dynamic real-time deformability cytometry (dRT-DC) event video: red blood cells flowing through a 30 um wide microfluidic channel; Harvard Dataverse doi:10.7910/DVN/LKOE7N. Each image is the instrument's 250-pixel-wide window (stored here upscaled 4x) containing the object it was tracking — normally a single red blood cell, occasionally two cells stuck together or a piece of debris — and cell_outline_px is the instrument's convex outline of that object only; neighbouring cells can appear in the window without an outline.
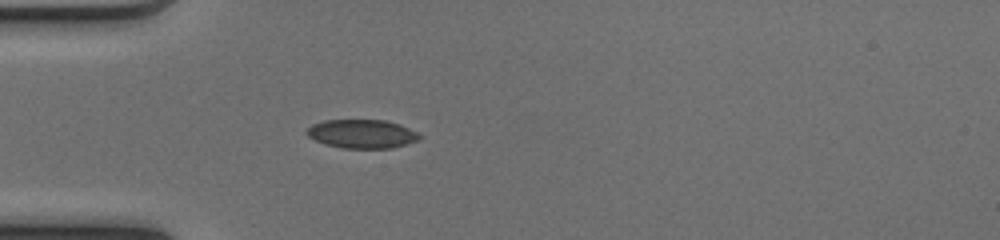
{"species": "common noctule bat (a hibernating species)", "species_latin": "Nyctalus noctula", "temperature_condition": "cold", "stored_images_in_passage": 36, "camera_frame_rate_fps": 3000, "um_per_image_px": 0.085, "animal": {"sex": "female", "body_mass_g": 17.0, "forearm_length_mm": 48.0}, "frame": {"image": 1, "passage_image": 1, "time_ms": 0.0, "image_size_px": [1000, 240], "cell_outline_px": [[420, 140], [392, 148], [344, 148], [324, 144], [308, 136], [304, 132], [312, 124], [324, 120], [384, 120], [400, 124], [416, 132], [420, 136]], "centroid_in_image_um": [30.75, 11.38], "position_along_channel_um": 54.3, "area_um2": 18.84}}
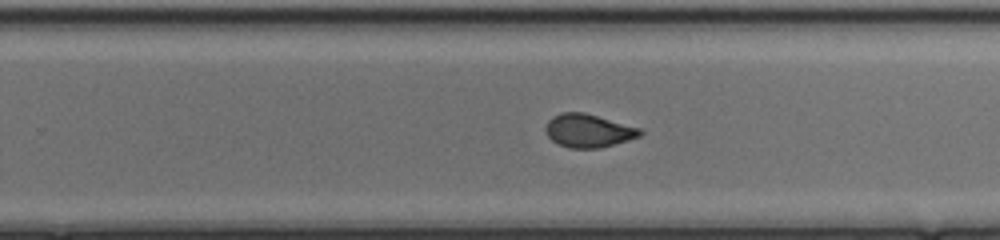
{"frame": {"image": 2, "passage_image": 18, "time_ms": 5.667, "image_size_px": [1000, 240], "cell_outline_px": [[644, 132], [640, 136], [628, 140], [600, 148], [568, 148], [556, 144], [548, 136], [544, 128], [548, 120], [552, 116], [560, 112], [584, 112], [640, 128]], "centroid_in_image_um": [49.98, 11.11], "position_along_channel_um": 279.8, "area_um2": 18.44}}
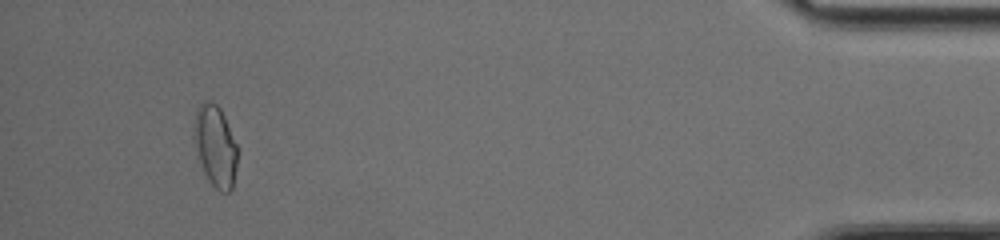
{"frame": {"image": 3, "passage_image": 33, "time_ms": 10.667, "image_size_px": [1000, 240], "cell_outline_px": [[236, 164], [232, 188], [228, 192], [220, 192], [208, 180], [204, 172], [196, 148], [196, 108], [204, 100], [208, 100], [216, 104], [220, 108], [224, 116], [236, 144]], "centroid_in_image_um": [18.32, 12.42], "position_along_channel_um": 416.9, "area_um2": 19.77}, "authors_computed_cell_mechanics": {"area_um2": 18.7272, "velocity_mm_per_s": 4.1288, "shape_relaxation_time_tau1_ms": 6.9639, "shape_relaxation_time_tau2_ms": 1.3488, "deformation_change_tau1": 0.1787, "deformation_change_tau2": 0.0552}}